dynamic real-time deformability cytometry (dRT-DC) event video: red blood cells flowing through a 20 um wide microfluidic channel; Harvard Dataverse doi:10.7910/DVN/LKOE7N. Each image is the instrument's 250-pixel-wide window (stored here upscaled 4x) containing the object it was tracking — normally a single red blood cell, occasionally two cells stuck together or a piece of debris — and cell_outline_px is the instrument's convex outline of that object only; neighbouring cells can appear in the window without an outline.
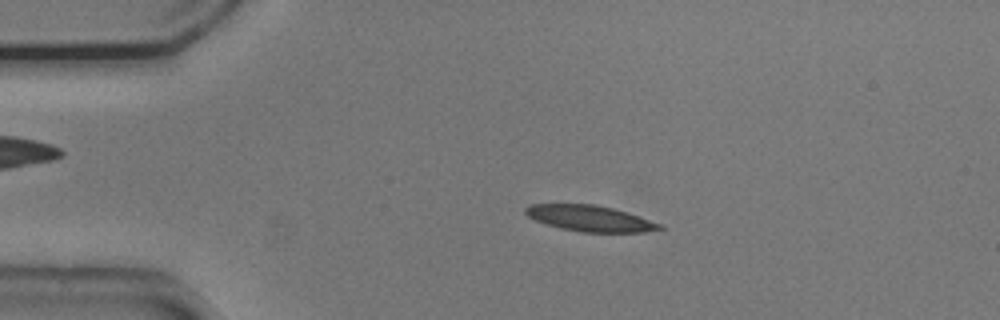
{"species": "common noctule bat (a hibernating species)", "species_latin": "Nyctalus noctula", "temperature_condition": "cold", "stored_images_in_passage": 52, "camera_frame_rate_fps": 3000, "um_per_image_px": 0.085, "animal": {"sex": "male", "body_mass_g": 20.5, "forearm_length_mm": 52.5}, "frame": {"image": 1, "passage_image": 10, "time_ms": 3.0, "image_size_px": [1000, 320], "cell_outline_px": [[664, 228], [644, 232], [580, 232], [560, 228], [536, 220], [528, 216], [524, 212], [524, 208], [532, 204], [596, 204], [612, 208], [660, 224]], "centroid_in_image_um": [50.09, 18.56], "position_along_channel_um": 34.9, "area_um2": 19.88}}
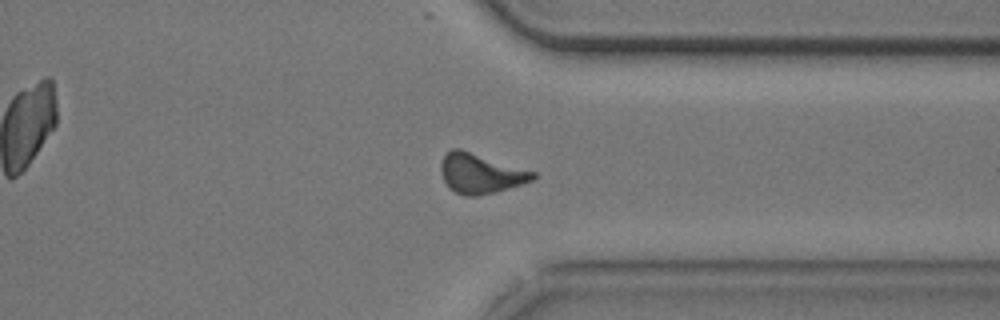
{"frame": {"image": 2, "passage_image": 40, "time_ms": 13.0, "image_size_px": [1000, 320], "cell_outline_px": [[536, 176], [532, 180], [496, 192], [476, 196], [464, 196], [448, 188], [440, 172], [440, 164], [444, 156], [452, 148], [460, 148], [536, 172]], "centroid_in_image_um": [40.81, 14.74], "position_along_channel_um": 370.6, "area_um2": 21.33}}
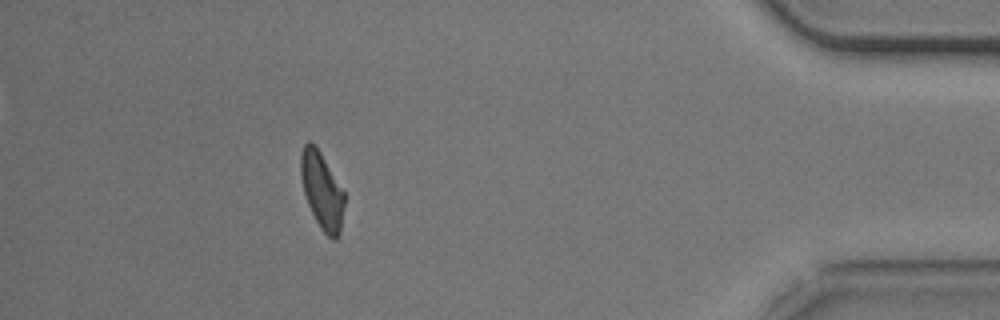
{"frame": {"image": 3, "passage_image": 47, "time_ms": 15.333, "image_size_px": [1000, 320], "cell_outline_px": [[344, 204], [340, 232], [336, 240], [332, 240], [320, 228], [308, 204], [304, 192], [300, 172], [300, 156], [304, 144], [308, 140], [316, 144], [344, 192]], "centroid_in_image_um": [27.35, 16.18], "position_along_channel_um": 407.8, "area_um2": 19.42}, "authors_computed_cell_mechanics": {"area_um2": 20.8369, "velocity_mm_per_s": 3.7518, "shape_relaxation_time_tau1_ms": 9.5498, "shape_relaxation_time_tau2_ms": 5.0691, "deformation_change_tau1": 0.1939, "deformation_change_tau2": 0.1432}}